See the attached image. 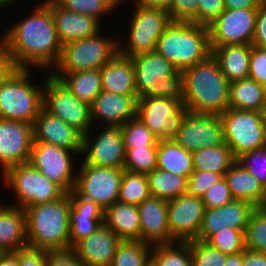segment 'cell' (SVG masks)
I'll use <instances>...</instances> for the list:
<instances>
[{"mask_svg":"<svg viewBox=\"0 0 266 266\" xmlns=\"http://www.w3.org/2000/svg\"><path fill=\"white\" fill-rule=\"evenodd\" d=\"M152 247L141 241L121 240L111 266H151Z\"/></svg>","mask_w":266,"mask_h":266,"instance_id":"obj_37","label":"cell"},{"mask_svg":"<svg viewBox=\"0 0 266 266\" xmlns=\"http://www.w3.org/2000/svg\"><path fill=\"white\" fill-rule=\"evenodd\" d=\"M80 101L89 105L102 91L101 69H89L66 73L60 80Z\"/></svg>","mask_w":266,"mask_h":266,"instance_id":"obj_33","label":"cell"},{"mask_svg":"<svg viewBox=\"0 0 266 266\" xmlns=\"http://www.w3.org/2000/svg\"><path fill=\"white\" fill-rule=\"evenodd\" d=\"M17 0H0V7L8 6L9 4H14Z\"/></svg>","mask_w":266,"mask_h":266,"instance_id":"obj_62","label":"cell"},{"mask_svg":"<svg viewBox=\"0 0 266 266\" xmlns=\"http://www.w3.org/2000/svg\"><path fill=\"white\" fill-rule=\"evenodd\" d=\"M205 242L227 255L246 250L245 230L226 228V230L211 235Z\"/></svg>","mask_w":266,"mask_h":266,"instance_id":"obj_43","label":"cell"},{"mask_svg":"<svg viewBox=\"0 0 266 266\" xmlns=\"http://www.w3.org/2000/svg\"><path fill=\"white\" fill-rule=\"evenodd\" d=\"M155 51L183 71L212 54L208 27L171 21L159 37Z\"/></svg>","mask_w":266,"mask_h":266,"instance_id":"obj_4","label":"cell"},{"mask_svg":"<svg viewBox=\"0 0 266 266\" xmlns=\"http://www.w3.org/2000/svg\"><path fill=\"white\" fill-rule=\"evenodd\" d=\"M4 185L12 187L19 204L12 205L25 209L29 206L48 203L62 197L65 192L44 176L29 162L12 166L3 174Z\"/></svg>","mask_w":266,"mask_h":266,"instance_id":"obj_9","label":"cell"},{"mask_svg":"<svg viewBox=\"0 0 266 266\" xmlns=\"http://www.w3.org/2000/svg\"><path fill=\"white\" fill-rule=\"evenodd\" d=\"M44 3L51 9L62 45L96 35L102 31L100 21L95 17L66 10L55 0H45Z\"/></svg>","mask_w":266,"mask_h":266,"instance_id":"obj_23","label":"cell"},{"mask_svg":"<svg viewBox=\"0 0 266 266\" xmlns=\"http://www.w3.org/2000/svg\"><path fill=\"white\" fill-rule=\"evenodd\" d=\"M198 0H172L169 9L171 21L196 22L198 20Z\"/></svg>","mask_w":266,"mask_h":266,"instance_id":"obj_50","label":"cell"},{"mask_svg":"<svg viewBox=\"0 0 266 266\" xmlns=\"http://www.w3.org/2000/svg\"><path fill=\"white\" fill-rule=\"evenodd\" d=\"M151 196L164 200L175 199L187 191V178L155 168L147 174Z\"/></svg>","mask_w":266,"mask_h":266,"instance_id":"obj_35","label":"cell"},{"mask_svg":"<svg viewBox=\"0 0 266 266\" xmlns=\"http://www.w3.org/2000/svg\"><path fill=\"white\" fill-rule=\"evenodd\" d=\"M134 2L149 9L169 12L172 0H134Z\"/></svg>","mask_w":266,"mask_h":266,"instance_id":"obj_59","label":"cell"},{"mask_svg":"<svg viewBox=\"0 0 266 266\" xmlns=\"http://www.w3.org/2000/svg\"><path fill=\"white\" fill-rule=\"evenodd\" d=\"M121 128L125 148L158 146L156 136L137 116L124 123Z\"/></svg>","mask_w":266,"mask_h":266,"instance_id":"obj_41","label":"cell"},{"mask_svg":"<svg viewBox=\"0 0 266 266\" xmlns=\"http://www.w3.org/2000/svg\"><path fill=\"white\" fill-rule=\"evenodd\" d=\"M234 200L248 202L256 208L266 200V188L248 170L235 162L224 174Z\"/></svg>","mask_w":266,"mask_h":266,"instance_id":"obj_28","label":"cell"},{"mask_svg":"<svg viewBox=\"0 0 266 266\" xmlns=\"http://www.w3.org/2000/svg\"><path fill=\"white\" fill-rule=\"evenodd\" d=\"M74 153L82 152H74L44 142H33L29 163L65 193H70L76 183V173L73 174L75 165L72 164Z\"/></svg>","mask_w":266,"mask_h":266,"instance_id":"obj_14","label":"cell"},{"mask_svg":"<svg viewBox=\"0 0 266 266\" xmlns=\"http://www.w3.org/2000/svg\"><path fill=\"white\" fill-rule=\"evenodd\" d=\"M134 5L126 47L119 41V54L125 57L155 51L159 37L171 23L169 13L164 10L149 9L135 2Z\"/></svg>","mask_w":266,"mask_h":266,"instance_id":"obj_10","label":"cell"},{"mask_svg":"<svg viewBox=\"0 0 266 266\" xmlns=\"http://www.w3.org/2000/svg\"><path fill=\"white\" fill-rule=\"evenodd\" d=\"M266 0H224L225 9H258Z\"/></svg>","mask_w":266,"mask_h":266,"instance_id":"obj_58","label":"cell"},{"mask_svg":"<svg viewBox=\"0 0 266 266\" xmlns=\"http://www.w3.org/2000/svg\"><path fill=\"white\" fill-rule=\"evenodd\" d=\"M198 20L196 24L209 26L224 10V0H198Z\"/></svg>","mask_w":266,"mask_h":266,"instance_id":"obj_52","label":"cell"},{"mask_svg":"<svg viewBox=\"0 0 266 266\" xmlns=\"http://www.w3.org/2000/svg\"><path fill=\"white\" fill-rule=\"evenodd\" d=\"M102 91L137 95L135 71L130 57L119 53L101 68Z\"/></svg>","mask_w":266,"mask_h":266,"instance_id":"obj_27","label":"cell"},{"mask_svg":"<svg viewBox=\"0 0 266 266\" xmlns=\"http://www.w3.org/2000/svg\"><path fill=\"white\" fill-rule=\"evenodd\" d=\"M264 86V93H265V99H266V84Z\"/></svg>","mask_w":266,"mask_h":266,"instance_id":"obj_64","label":"cell"},{"mask_svg":"<svg viewBox=\"0 0 266 266\" xmlns=\"http://www.w3.org/2000/svg\"><path fill=\"white\" fill-rule=\"evenodd\" d=\"M103 224L120 240L140 241V216L136 205L115 202L104 210Z\"/></svg>","mask_w":266,"mask_h":266,"instance_id":"obj_30","label":"cell"},{"mask_svg":"<svg viewBox=\"0 0 266 266\" xmlns=\"http://www.w3.org/2000/svg\"><path fill=\"white\" fill-rule=\"evenodd\" d=\"M16 68H54L61 57L59 40L51 9L39 5L29 17L15 23L0 38Z\"/></svg>","mask_w":266,"mask_h":266,"instance_id":"obj_1","label":"cell"},{"mask_svg":"<svg viewBox=\"0 0 266 266\" xmlns=\"http://www.w3.org/2000/svg\"><path fill=\"white\" fill-rule=\"evenodd\" d=\"M193 153L175 140L158 141L157 168L188 178L193 171Z\"/></svg>","mask_w":266,"mask_h":266,"instance_id":"obj_32","label":"cell"},{"mask_svg":"<svg viewBox=\"0 0 266 266\" xmlns=\"http://www.w3.org/2000/svg\"><path fill=\"white\" fill-rule=\"evenodd\" d=\"M98 131L94 140L90 131L83 135V161L95 167L123 169L126 151L121 126H102Z\"/></svg>","mask_w":266,"mask_h":266,"instance_id":"obj_17","label":"cell"},{"mask_svg":"<svg viewBox=\"0 0 266 266\" xmlns=\"http://www.w3.org/2000/svg\"><path fill=\"white\" fill-rule=\"evenodd\" d=\"M120 242L116 233L102 224L89 237L77 242L72 249L86 266H111Z\"/></svg>","mask_w":266,"mask_h":266,"instance_id":"obj_24","label":"cell"},{"mask_svg":"<svg viewBox=\"0 0 266 266\" xmlns=\"http://www.w3.org/2000/svg\"><path fill=\"white\" fill-rule=\"evenodd\" d=\"M46 266H86L72 248L66 250L47 251Z\"/></svg>","mask_w":266,"mask_h":266,"instance_id":"obj_53","label":"cell"},{"mask_svg":"<svg viewBox=\"0 0 266 266\" xmlns=\"http://www.w3.org/2000/svg\"><path fill=\"white\" fill-rule=\"evenodd\" d=\"M224 142L235 158L266 147V112L228 108L220 115Z\"/></svg>","mask_w":266,"mask_h":266,"instance_id":"obj_8","label":"cell"},{"mask_svg":"<svg viewBox=\"0 0 266 266\" xmlns=\"http://www.w3.org/2000/svg\"><path fill=\"white\" fill-rule=\"evenodd\" d=\"M33 142H44L74 152L83 150V134L44 108L33 124Z\"/></svg>","mask_w":266,"mask_h":266,"instance_id":"obj_21","label":"cell"},{"mask_svg":"<svg viewBox=\"0 0 266 266\" xmlns=\"http://www.w3.org/2000/svg\"><path fill=\"white\" fill-rule=\"evenodd\" d=\"M206 209H214L234 200L225 178L213 184L202 197Z\"/></svg>","mask_w":266,"mask_h":266,"instance_id":"obj_49","label":"cell"},{"mask_svg":"<svg viewBox=\"0 0 266 266\" xmlns=\"http://www.w3.org/2000/svg\"><path fill=\"white\" fill-rule=\"evenodd\" d=\"M246 249L266 253V209L255 208L245 230Z\"/></svg>","mask_w":266,"mask_h":266,"instance_id":"obj_40","label":"cell"},{"mask_svg":"<svg viewBox=\"0 0 266 266\" xmlns=\"http://www.w3.org/2000/svg\"><path fill=\"white\" fill-rule=\"evenodd\" d=\"M229 228L226 224L225 205L214 208L205 209L202 225L196 240L206 241L211 235Z\"/></svg>","mask_w":266,"mask_h":266,"instance_id":"obj_47","label":"cell"},{"mask_svg":"<svg viewBox=\"0 0 266 266\" xmlns=\"http://www.w3.org/2000/svg\"><path fill=\"white\" fill-rule=\"evenodd\" d=\"M137 105V95L101 91L90 105L92 123L100 120L102 126H122L137 116Z\"/></svg>","mask_w":266,"mask_h":266,"instance_id":"obj_22","label":"cell"},{"mask_svg":"<svg viewBox=\"0 0 266 266\" xmlns=\"http://www.w3.org/2000/svg\"><path fill=\"white\" fill-rule=\"evenodd\" d=\"M24 210L29 248L44 251L70 249V193Z\"/></svg>","mask_w":266,"mask_h":266,"instance_id":"obj_3","label":"cell"},{"mask_svg":"<svg viewBox=\"0 0 266 266\" xmlns=\"http://www.w3.org/2000/svg\"><path fill=\"white\" fill-rule=\"evenodd\" d=\"M252 45L266 49V1L258 8Z\"/></svg>","mask_w":266,"mask_h":266,"instance_id":"obj_54","label":"cell"},{"mask_svg":"<svg viewBox=\"0 0 266 266\" xmlns=\"http://www.w3.org/2000/svg\"><path fill=\"white\" fill-rule=\"evenodd\" d=\"M124 170L149 174L157 168V147L125 148Z\"/></svg>","mask_w":266,"mask_h":266,"instance_id":"obj_39","label":"cell"},{"mask_svg":"<svg viewBox=\"0 0 266 266\" xmlns=\"http://www.w3.org/2000/svg\"><path fill=\"white\" fill-rule=\"evenodd\" d=\"M0 266H19V250L14 253H5L0 259Z\"/></svg>","mask_w":266,"mask_h":266,"instance_id":"obj_60","label":"cell"},{"mask_svg":"<svg viewBox=\"0 0 266 266\" xmlns=\"http://www.w3.org/2000/svg\"><path fill=\"white\" fill-rule=\"evenodd\" d=\"M73 192L94 201L103 210L118 201L124 169L95 167L82 160Z\"/></svg>","mask_w":266,"mask_h":266,"instance_id":"obj_13","label":"cell"},{"mask_svg":"<svg viewBox=\"0 0 266 266\" xmlns=\"http://www.w3.org/2000/svg\"><path fill=\"white\" fill-rule=\"evenodd\" d=\"M229 108L266 112L264 86L250 78L231 82Z\"/></svg>","mask_w":266,"mask_h":266,"instance_id":"obj_31","label":"cell"},{"mask_svg":"<svg viewBox=\"0 0 266 266\" xmlns=\"http://www.w3.org/2000/svg\"><path fill=\"white\" fill-rule=\"evenodd\" d=\"M236 162L266 188V147L243 153L236 158Z\"/></svg>","mask_w":266,"mask_h":266,"instance_id":"obj_46","label":"cell"},{"mask_svg":"<svg viewBox=\"0 0 266 266\" xmlns=\"http://www.w3.org/2000/svg\"><path fill=\"white\" fill-rule=\"evenodd\" d=\"M32 143V124L0 119V166L2 174L12 166L29 162Z\"/></svg>","mask_w":266,"mask_h":266,"instance_id":"obj_19","label":"cell"},{"mask_svg":"<svg viewBox=\"0 0 266 266\" xmlns=\"http://www.w3.org/2000/svg\"><path fill=\"white\" fill-rule=\"evenodd\" d=\"M252 204L233 200L225 205L226 224L233 230H246L251 213L255 210Z\"/></svg>","mask_w":266,"mask_h":266,"instance_id":"obj_45","label":"cell"},{"mask_svg":"<svg viewBox=\"0 0 266 266\" xmlns=\"http://www.w3.org/2000/svg\"><path fill=\"white\" fill-rule=\"evenodd\" d=\"M4 252L2 250H0V259L4 256Z\"/></svg>","mask_w":266,"mask_h":266,"instance_id":"obj_63","label":"cell"},{"mask_svg":"<svg viewBox=\"0 0 266 266\" xmlns=\"http://www.w3.org/2000/svg\"><path fill=\"white\" fill-rule=\"evenodd\" d=\"M223 75L229 83L249 78L250 44L210 46Z\"/></svg>","mask_w":266,"mask_h":266,"instance_id":"obj_29","label":"cell"},{"mask_svg":"<svg viewBox=\"0 0 266 266\" xmlns=\"http://www.w3.org/2000/svg\"><path fill=\"white\" fill-rule=\"evenodd\" d=\"M236 158L226 143L193 152V171L225 173Z\"/></svg>","mask_w":266,"mask_h":266,"instance_id":"obj_34","label":"cell"},{"mask_svg":"<svg viewBox=\"0 0 266 266\" xmlns=\"http://www.w3.org/2000/svg\"><path fill=\"white\" fill-rule=\"evenodd\" d=\"M150 196L147 175L124 170L118 202L138 206Z\"/></svg>","mask_w":266,"mask_h":266,"instance_id":"obj_38","label":"cell"},{"mask_svg":"<svg viewBox=\"0 0 266 266\" xmlns=\"http://www.w3.org/2000/svg\"><path fill=\"white\" fill-rule=\"evenodd\" d=\"M264 209H266V200H265V203H264V205L262 206Z\"/></svg>","mask_w":266,"mask_h":266,"instance_id":"obj_65","label":"cell"},{"mask_svg":"<svg viewBox=\"0 0 266 266\" xmlns=\"http://www.w3.org/2000/svg\"><path fill=\"white\" fill-rule=\"evenodd\" d=\"M47 251L25 248L19 250V266H46Z\"/></svg>","mask_w":266,"mask_h":266,"instance_id":"obj_55","label":"cell"},{"mask_svg":"<svg viewBox=\"0 0 266 266\" xmlns=\"http://www.w3.org/2000/svg\"><path fill=\"white\" fill-rule=\"evenodd\" d=\"M64 9L90 15L101 21L103 15L110 14L118 7L121 0H56Z\"/></svg>","mask_w":266,"mask_h":266,"instance_id":"obj_42","label":"cell"},{"mask_svg":"<svg viewBox=\"0 0 266 266\" xmlns=\"http://www.w3.org/2000/svg\"><path fill=\"white\" fill-rule=\"evenodd\" d=\"M140 216V241L151 246L172 244L168 228V201L150 196L137 206Z\"/></svg>","mask_w":266,"mask_h":266,"instance_id":"obj_20","label":"cell"},{"mask_svg":"<svg viewBox=\"0 0 266 266\" xmlns=\"http://www.w3.org/2000/svg\"><path fill=\"white\" fill-rule=\"evenodd\" d=\"M16 69L11 55L5 45L0 41V85Z\"/></svg>","mask_w":266,"mask_h":266,"instance_id":"obj_56","label":"cell"},{"mask_svg":"<svg viewBox=\"0 0 266 266\" xmlns=\"http://www.w3.org/2000/svg\"><path fill=\"white\" fill-rule=\"evenodd\" d=\"M43 108L62 119L83 135L92 130L90 105L77 99L68 88L50 73L46 76Z\"/></svg>","mask_w":266,"mask_h":266,"instance_id":"obj_12","label":"cell"},{"mask_svg":"<svg viewBox=\"0 0 266 266\" xmlns=\"http://www.w3.org/2000/svg\"><path fill=\"white\" fill-rule=\"evenodd\" d=\"M224 266H243V252L227 255Z\"/></svg>","mask_w":266,"mask_h":266,"instance_id":"obj_61","label":"cell"},{"mask_svg":"<svg viewBox=\"0 0 266 266\" xmlns=\"http://www.w3.org/2000/svg\"><path fill=\"white\" fill-rule=\"evenodd\" d=\"M27 247L25 210L12 205H0V250L14 253Z\"/></svg>","mask_w":266,"mask_h":266,"instance_id":"obj_26","label":"cell"},{"mask_svg":"<svg viewBox=\"0 0 266 266\" xmlns=\"http://www.w3.org/2000/svg\"><path fill=\"white\" fill-rule=\"evenodd\" d=\"M70 248L103 224L104 210L94 201L70 192Z\"/></svg>","mask_w":266,"mask_h":266,"instance_id":"obj_25","label":"cell"},{"mask_svg":"<svg viewBox=\"0 0 266 266\" xmlns=\"http://www.w3.org/2000/svg\"><path fill=\"white\" fill-rule=\"evenodd\" d=\"M243 266H266V253L246 249L243 252Z\"/></svg>","mask_w":266,"mask_h":266,"instance_id":"obj_57","label":"cell"},{"mask_svg":"<svg viewBox=\"0 0 266 266\" xmlns=\"http://www.w3.org/2000/svg\"><path fill=\"white\" fill-rule=\"evenodd\" d=\"M188 110L183 100L165 97H139L137 117L158 141L174 140Z\"/></svg>","mask_w":266,"mask_h":266,"instance_id":"obj_11","label":"cell"},{"mask_svg":"<svg viewBox=\"0 0 266 266\" xmlns=\"http://www.w3.org/2000/svg\"><path fill=\"white\" fill-rule=\"evenodd\" d=\"M151 266H194L189 242L153 246Z\"/></svg>","mask_w":266,"mask_h":266,"instance_id":"obj_36","label":"cell"},{"mask_svg":"<svg viewBox=\"0 0 266 266\" xmlns=\"http://www.w3.org/2000/svg\"><path fill=\"white\" fill-rule=\"evenodd\" d=\"M258 9H225L209 26L210 46L252 45Z\"/></svg>","mask_w":266,"mask_h":266,"instance_id":"obj_15","label":"cell"},{"mask_svg":"<svg viewBox=\"0 0 266 266\" xmlns=\"http://www.w3.org/2000/svg\"><path fill=\"white\" fill-rule=\"evenodd\" d=\"M135 71L137 97L183 100V74L156 51L130 57Z\"/></svg>","mask_w":266,"mask_h":266,"instance_id":"obj_5","label":"cell"},{"mask_svg":"<svg viewBox=\"0 0 266 266\" xmlns=\"http://www.w3.org/2000/svg\"><path fill=\"white\" fill-rule=\"evenodd\" d=\"M224 174L225 173H216L213 171H194L187 178L186 193L202 198L213 184L224 177Z\"/></svg>","mask_w":266,"mask_h":266,"instance_id":"obj_48","label":"cell"},{"mask_svg":"<svg viewBox=\"0 0 266 266\" xmlns=\"http://www.w3.org/2000/svg\"><path fill=\"white\" fill-rule=\"evenodd\" d=\"M205 205L201 197L188 193L168 201V228L175 242L196 240L202 225Z\"/></svg>","mask_w":266,"mask_h":266,"instance_id":"obj_18","label":"cell"},{"mask_svg":"<svg viewBox=\"0 0 266 266\" xmlns=\"http://www.w3.org/2000/svg\"><path fill=\"white\" fill-rule=\"evenodd\" d=\"M249 78L266 84V49L251 45Z\"/></svg>","mask_w":266,"mask_h":266,"instance_id":"obj_51","label":"cell"},{"mask_svg":"<svg viewBox=\"0 0 266 266\" xmlns=\"http://www.w3.org/2000/svg\"><path fill=\"white\" fill-rule=\"evenodd\" d=\"M180 146L195 152L224 144L223 124L219 115L187 111L176 138Z\"/></svg>","mask_w":266,"mask_h":266,"instance_id":"obj_16","label":"cell"},{"mask_svg":"<svg viewBox=\"0 0 266 266\" xmlns=\"http://www.w3.org/2000/svg\"><path fill=\"white\" fill-rule=\"evenodd\" d=\"M100 35L98 32L96 35L64 44L60 60L49 73L60 80L66 73L101 69L119 53V41L112 36L110 38Z\"/></svg>","mask_w":266,"mask_h":266,"instance_id":"obj_7","label":"cell"},{"mask_svg":"<svg viewBox=\"0 0 266 266\" xmlns=\"http://www.w3.org/2000/svg\"><path fill=\"white\" fill-rule=\"evenodd\" d=\"M194 266H224L227 254L210 246L205 241H189Z\"/></svg>","mask_w":266,"mask_h":266,"instance_id":"obj_44","label":"cell"},{"mask_svg":"<svg viewBox=\"0 0 266 266\" xmlns=\"http://www.w3.org/2000/svg\"><path fill=\"white\" fill-rule=\"evenodd\" d=\"M182 74L183 103L188 111L220 115L229 108L230 83L212 54Z\"/></svg>","mask_w":266,"mask_h":266,"instance_id":"obj_2","label":"cell"},{"mask_svg":"<svg viewBox=\"0 0 266 266\" xmlns=\"http://www.w3.org/2000/svg\"><path fill=\"white\" fill-rule=\"evenodd\" d=\"M30 72L17 68L0 85V119L34 124L43 109L44 87L31 84Z\"/></svg>","mask_w":266,"mask_h":266,"instance_id":"obj_6","label":"cell"}]
</instances>
